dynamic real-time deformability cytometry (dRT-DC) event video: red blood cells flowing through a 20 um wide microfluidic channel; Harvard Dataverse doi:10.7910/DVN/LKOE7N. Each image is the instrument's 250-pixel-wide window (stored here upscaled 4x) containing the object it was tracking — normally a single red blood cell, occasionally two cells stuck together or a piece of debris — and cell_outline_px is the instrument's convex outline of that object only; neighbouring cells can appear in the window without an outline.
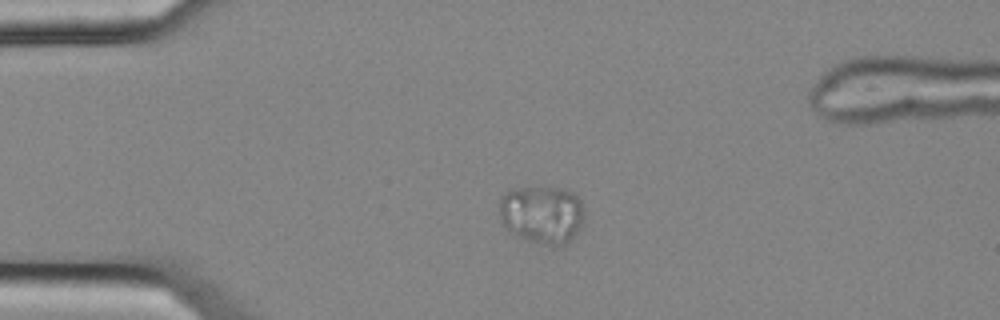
{"species": "common noctule bat (a hibernating species)", "species_latin": "Nyctalus noctula", "temperature_condition": "cold", "stored_images_in_passage": 3, "camera_frame_rate_fps": 3000, "um_per_image_px": 0.085, "animal": {"sex": "female", "body_mass_g": 25.1}, "frame": {"image": 1, "passage_image": 1, "time_ms": 0.0, "image_size_px": [1000, 320], "cell_outline_px": [[584, 224], [568, 244], [552, 248], [528, 240], [508, 232], [500, 220], [500, 200], [508, 192], [516, 188], [564, 188], [572, 192], [580, 200], [584, 208]], "centroid_in_image_um": [46.12, 18.28], "position_along_channel_um": 38.9, "area_um2": 29.25}}